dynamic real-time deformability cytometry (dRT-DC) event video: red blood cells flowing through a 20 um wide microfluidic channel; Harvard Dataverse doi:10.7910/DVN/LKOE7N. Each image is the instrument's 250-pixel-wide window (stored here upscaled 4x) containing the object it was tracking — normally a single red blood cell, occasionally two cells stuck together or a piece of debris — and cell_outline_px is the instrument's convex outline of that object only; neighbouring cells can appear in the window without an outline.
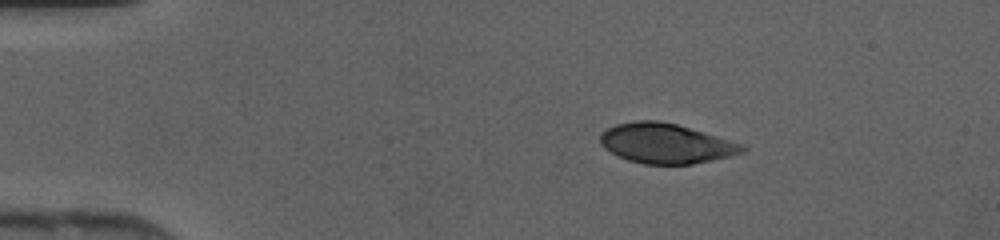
{"species": "human", "species_latin": "Homo sapiens", "temperature_condition": "cold", "stored_images_in_passage": 39, "camera_frame_rate_fps": 3000, "um_per_image_px": 0.085, "donor": {"sex": "female"}, "frame": {"image": 1, "passage_image": 1, "time_ms": 0.0, "image_size_px": [1000, 240], "cell_outline_px": [[748, 148], [744, 152], [712, 160], [692, 164], [644, 164], [628, 160], [604, 148], [600, 144], [600, 132], [616, 124], [636, 120], [656, 120], [676, 124], [740, 144]], "centroid_in_image_um": [56.54, 12.19], "position_along_channel_um": 28.5, "area_um2": 32.54}}
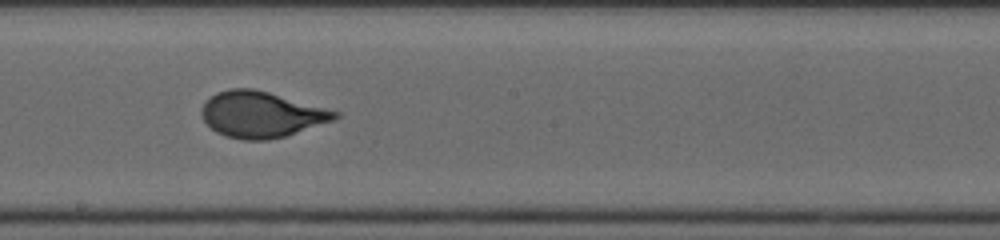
{"frame": {"image": 2, "passage_image": 19, "time_ms": 6.0, "image_size_px": [1000, 240], "cell_outline_px": [[340, 116], [336, 120], [284, 136], [268, 140], [240, 140], [224, 136], [216, 132], [204, 120], [200, 112], [200, 108], [204, 100], [216, 92], [228, 88], [252, 88], [268, 92], [340, 112]], "centroid_in_image_um": [22.17, 9.73], "position_along_channel_um": 226.0, "area_um2": 35.89}}
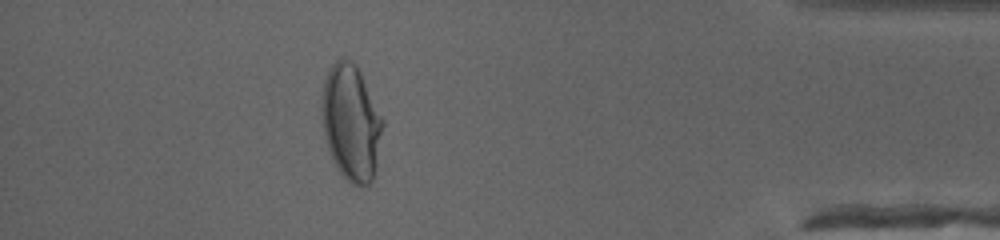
{"frame": {"image": 3, "passage_image": 34, "time_ms": 11.0, "image_size_px": [1000, 240], "cell_outline_px": [[384, 124], [376, 164], [372, 180], [368, 184], [352, 184], [336, 168], [332, 160], [324, 136], [320, 116], [320, 108], [324, 80], [332, 64], [340, 56], [344, 56], [352, 60], [356, 64], [384, 120]], "centroid_in_image_um": [29.82, 10.37], "position_along_channel_um": 405.4, "area_um2": 41.38}}